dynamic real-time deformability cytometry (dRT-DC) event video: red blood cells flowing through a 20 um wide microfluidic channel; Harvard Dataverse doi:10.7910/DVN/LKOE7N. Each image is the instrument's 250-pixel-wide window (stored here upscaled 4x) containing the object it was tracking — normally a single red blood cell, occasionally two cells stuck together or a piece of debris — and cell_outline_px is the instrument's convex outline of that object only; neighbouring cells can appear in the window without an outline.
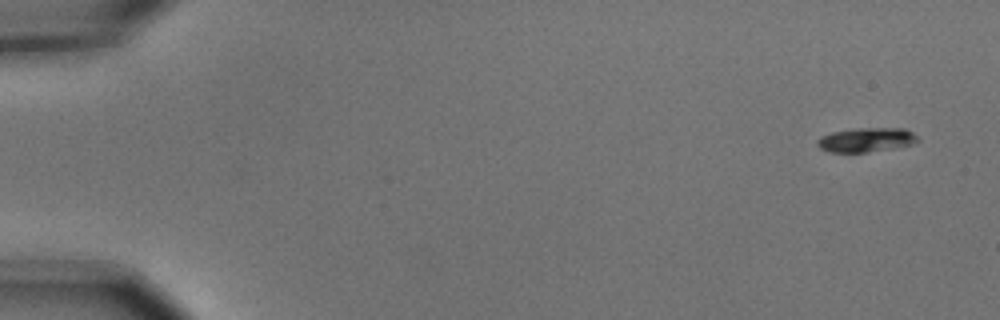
{"species": "common noctule bat (a hibernating species)", "species_latin": "Nyctalus noctula", "temperature_condition": "cold", "stored_images_in_passage": 5, "camera_frame_rate_fps": 3000, "um_per_image_px": 0.085, "animal": {"sex": "male", "body_mass_g": 15.6}, "frame": {"image": 1, "passage_image": 1, "time_ms": 0.0, "image_size_px": [1000, 320], "cell_outline_px": [[920, 140], [912, 144], [892, 148], [868, 152], [828, 152], [820, 148], [816, 144], [816, 140], [820, 136], [832, 132], [856, 128], [904, 128], [912, 132]], "centroid_in_image_um": [73.6, 11.88], "position_along_channel_um": 11.4, "area_um2": 14.22}}
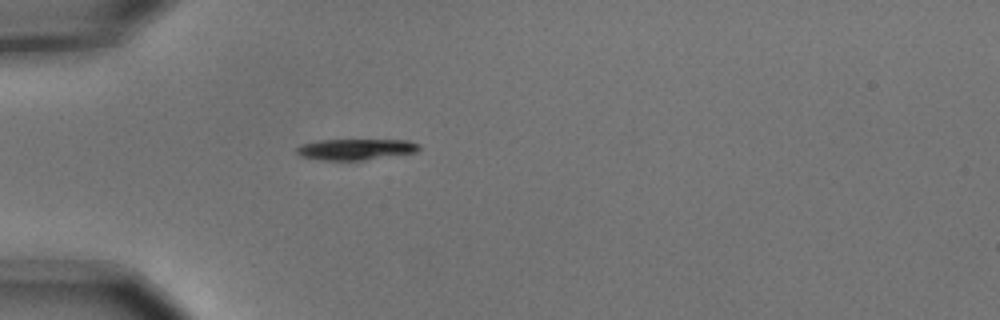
{"frame": {"image": 2, "passage_image": 5, "time_ms": 1.333, "image_size_px": [1000, 320], "cell_outline_px": [[420, 148], [416, 152], [364, 160], [324, 160], [300, 156], [296, 152], [296, 148], [300, 144], [320, 140], [408, 140], [420, 144]], "centroid_in_image_um": [30.23, 12.69], "position_along_channel_um": 54.8, "area_um2": 14.97}}